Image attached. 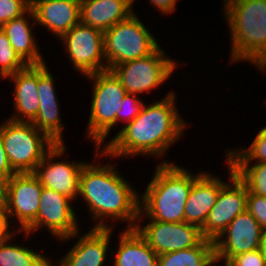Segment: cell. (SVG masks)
Segmentation results:
<instances>
[{"instance_id": "cell-37", "label": "cell", "mask_w": 266, "mask_h": 266, "mask_svg": "<svg viewBox=\"0 0 266 266\" xmlns=\"http://www.w3.org/2000/svg\"><path fill=\"white\" fill-rule=\"evenodd\" d=\"M259 249H260L262 256L266 262V229L263 230Z\"/></svg>"}, {"instance_id": "cell-36", "label": "cell", "mask_w": 266, "mask_h": 266, "mask_svg": "<svg viewBox=\"0 0 266 266\" xmlns=\"http://www.w3.org/2000/svg\"><path fill=\"white\" fill-rule=\"evenodd\" d=\"M7 180L0 178V208H6Z\"/></svg>"}, {"instance_id": "cell-10", "label": "cell", "mask_w": 266, "mask_h": 266, "mask_svg": "<svg viewBox=\"0 0 266 266\" xmlns=\"http://www.w3.org/2000/svg\"><path fill=\"white\" fill-rule=\"evenodd\" d=\"M68 197L46 187L40 195V206L36 220L22 235L26 239L38 232L41 227L48 230L57 241L70 237L80 230L77 214ZM72 205V206H71Z\"/></svg>"}, {"instance_id": "cell-4", "label": "cell", "mask_w": 266, "mask_h": 266, "mask_svg": "<svg viewBox=\"0 0 266 266\" xmlns=\"http://www.w3.org/2000/svg\"><path fill=\"white\" fill-rule=\"evenodd\" d=\"M222 8L232 45L228 63L248 61L266 72V0H223Z\"/></svg>"}, {"instance_id": "cell-16", "label": "cell", "mask_w": 266, "mask_h": 266, "mask_svg": "<svg viewBox=\"0 0 266 266\" xmlns=\"http://www.w3.org/2000/svg\"><path fill=\"white\" fill-rule=\"evenodd\" d=\"M113 230V228L90 227V230L84 234L79 230L70 237L59 240L62 243V241H70L71 238H78L77 243L74 242L67 253L58 260L59 262L56 261L54 265L55 261H52L51 266H104L110 252L108 250H110Z\"/></svg>"}, {"instance_id": "cell-9", "label": "cell", "mask_w": 266, "mask_h": 266, "mask_svg": "<svg viewBox=\"0 0 266 266\" xmlns=\"http://www.w3.org/2000/svg\"><path fill=\"white\" fill-rule=\"evenodd\" d=\"M70 63L82 76L108 70L105 53L103 31L85 25L76 24L60 39Z\"/></svg>"}, {"instance_id": "cell-28", "label": "cell", "mask_w": 266, "mask_h": 266, "mask_svg": "<svg viewBox=\"0 0 266 266\" xmlns=\"http://www.w3.org/2000/svg\"><path fill=\"white\" fill-rule=\"evenodd\" d=\"M26 66L27 64L15 52L6 33L0 27V78L5 79Z\"/></svg>"}, {"instance_id": "cell-11", "label": "cell", "mask_w": 266, "mask_h": 266, "mask_svg": "<svg viewBox=\"0 0 266 266\" xmlns=\"http://www.w3.org/2000/svg\"><path fill=\"white\" fill-rule=\"evenodd\" d=\"M66 148L65 143L55 144L45 154L33 174L43 187L52 189L74 202L78 198L81 169L86 162L67 159L63 161L60 157L67 153ZM57 158L61 160L58 161Z\"/></svg>"}, {"instance_id": "cell-34", "label": "cell", "mask_w": 266, "mask_h": 266, "mask_svg": "<svg viewBox=\"0 0 266 266\" xmlns=\"http://www.w3.org/2000/svg\"><path fill=\"white\" fill-rule=\"evenodd\" d=\"M14 174L15 172L8 162L7 155L3 147L2 135L0 132V178L8 181Z\"/></svg>"}, {"instance_id": "cell-14", "label": "cell", "mask_w": 266, "mask_h": 266, "mask_svg": "<svg viewBox=\"0 0 266 266\" xmlns=\"http://www.w3.org/2000/svg\"><path fill=\"white\" fill-rule=\"evenodd\" d=\"M42 189L33 173H15L7 181L6 209L18 231H25L36 220Z\"/></svg>"}, {"instance_id": "cell-17", "label": "cell", "mask_w": 266, "mask_h": 266, "mask_svg": "<svg viewBox=\"0 0 266 266\" xmlns=\"http://www.w3.org/2000/svg\"><path fill=\"white\" fill-rule=\"evenodd\" d=\"M55 78L47 64L38 65L39 109L32 124L45 133L56 144H63L64 123L61 118V106L56 93Z\"/></svg>"}, {"instance_id": "cell-8", "label": "cell", "mask_w": 266, "mask_h": 266, "mask_svg": "<svg viewBox=\"0 0 266 266\" xmlns=\"http://www.w3.org/2000/svg\"><path fill=\"white\" fill-rule=\"evenodd\" d=\"M159 45L151 54L115 65L111 71L120 80L128 94L150 93L170 80L178 68L175 61Z\"/></svg>"}, {"instance_id": "cell-15", "label": "cell", "mask_w": 266, "mask_h": 266, "mask_svg": "<svg viewBox=\"0 0 266 266\" xmlns=\"http://www.w3.org/2000/svg\"><path fill=\"white\" fill-rule=\"evenodd\" d=\"M263 229L246 209L214 241L215 260L228 263L234 256L260 248Z\"/></svg>"}, {"instance_id": "cell-19", "label": "cell", "mask_w": 266, "mask_h": 266, "mask_svg": "<svg viewBox=\"0 0 266 266\" xmlns=\"http://www.w3.org/2000/svg\"><path fill=\"white\" fill-rule=\"evenodd\" d=\"M227 182L213 173L204 171L193 183L185 204V222L203 227L216 203L221 188Z\"/></svg>"}, {"instance_id": "cell-35", "label": "cell", "mask_w": 266, "mask_h": 266, "mask_svg": "<svg viewBox=\"0 0 266 266\" xmlns=\"http://www.w3.org/2000/svg\"><path fill=\"white\" fill-rule=\"evenodd\" d=\"M136 1V0H134ZM151 5L158 10L159 13L164 16L172 13L176 10V3H178V0H148ZM180 1V0H179Z\"/></svg>"}, {"instance_id": "cell-20", "label": "cell", "mask_w": 266, "mask_h": 266, "mask_svg": "<svg viewBox=\"0 0 266 266\" xmlns=\"http://www.w3.org/2000/svg\"><path fill=\"white\" fill-rule=\"evenodd\" d=\"M14 84L12 89L14 112L8 119L15 122H32L38 113L39 95L38 87V65H27L24 69L17 71L5 79Z\"/></svg>"}, {"instance_id": "cell-22", "label": "cell", "mask_w": 266, "mask_h": 266, "mask_svg": "<svg viewBox=\"0 0 266 266\" xmlns=\"http://www.w3.org/2000/svg\"><path fill=\"white\" fill-rule=\"evenodd\" d=\"M30 21L33 23L32 26ZM35 26H37L35 16L30 8L22 16L12 19L1 27L9 38L15 52L27 65L46 63L33 34Z\"/></svg>"}, {"instance_id": "cell-2", "label": "cell", "mask_w": 266, "mask_h": 266, "mask_svg": "<svg viewBox=\"0 0 266 266\" xmlns=\"http://www.w3.org/2000/svg\"><path fill=\"white\" fill-rule=\"evenodd\" d=\"M92 161L81 169L78 191V198L85 201L95 223L92 228H114L107 222L111 220L115 221L113 225L124 221L125 228H135L140 213V193L114 163Z\"/></svg>"}, {"instance_id": "cell-7", "label": "cell", "mask_w": 266, "mask_h": 266, "mask_svg": "<svg viewBox=\"0 0 266 266\" xmlns=\"http://www.w3.org/2000/svg\"><path fill=\"white\" fill-rule=\"evenodd\" d=\"M136 14L103 32L108 70L115 65L151 54L160 44Z\"/></svg>"}, {"instance_id": "cell-5", "label": "cell", "mask_w": 266, "mask_h": 266, "mask_svg": "<svg viewBox=\"0 0 266 266\" xmlns=\"http://www.w3.org/2000/svg\"><path fill=\"white\" fill-rule=\"evenodd\" d=\"M92 82V100L86 137L94 147L102 149L111 130L120 122V107L127 94L120 80L111 70L84 76Z\"/></svg>"}, {"instance_id": "cell-29", "label": "cell", "mask_w": 266, "mask_h": 266, "mask_svg": "<svg viewBox=\"0 0 266 266\" xmlns=\"http://www.w3.org/2000/svg\"><path fill=\"white\" fill-rule=\"evenodd\" d=\"M31 5L26 0H0V27L25 14Z\"/></svg>"}, {"instance_id": "cell-38", "label": "cell", "mask_w": 266, "mask_h": 266, "mask_svg": "<svg viewBox=\"0 0 266 266\" xmlns=\"http://www.w3.org/2000/svg\"><path fill=\"white\" fill-rule=\"evenodd\" d=\"M30 5H31V3H32V0H26Z\"/></svg>"}, {"instance_id": "cell-18", "label": "cell", "mask_w": 266, "mask_h": 266, "mask_svg": "<svg viewBox=\"0 0 266 266\" xmlns=\"http://www.w3.org/2000/svg\"><path fill=\"white\" fill-rule=\"evenodd\" d=\"M37 27L43 26L57 39L80 22V0H32Z\"/></svg>"}, {"instance_id": "cell-13", "label": "cell", "mask_w": 266, "mask_h": 266, "mask_svg": "<svg viewBox=\"0 0 266 266\" xmlns=\"http://www.w3.org/2000/svg\"><path fill=\"white\" fill-rule=\"evenodd\" d=\"M147 221L149 222L145 225L142 221H137L135 229L158 255L192 248L204 239L198 226L185 221L176 223Z\"/></svg>"}, {"instance_id": "cell-32", "label": "cell", "mask_w": 266, "mask_h": 266, "mask_svg": "<svg viewBox=\"0 0 266 266\" xmlns=\"http://www.w3.org/2000/svg\"><path fill=\"white\" fill-rule=\"evenodd\" d=\"M228 264L230 266H266L260 249L238 254Z\"/></svg>"}, {"instance_id": "cell-27", "label": "cell", "mask_w": 266, "mask_h": 266, "mask_svg": "<svg viewBox=\"0 0 266 266\" xmlns=\"http://www.w3.org/2000/svg\"><path fill=\"white\" fill-rule=\"evenodd\" d=\"M253 194L266 197V163H229Z\"/></svg>"}, {"instance_id": "cell-31", "label": "cell", "mask_w": 266, "mask_h": 266, "mask_svg": "<svg viewBox=\"0 0 266 266\" xmlns=\"http://www.w3.org/2000/svg\"><path fill=\"white\" fill-rule=\"evenodd\" d=\"M247 210L257 220L262 229H266V197L248 191Z\"/></svg>"}, {"instance_id": "cell-3", "label": "cell", "mask_w": 266, "mask_h": 266, "mask_svg": "<svg viewBox=\"0 0 266 266\" xmlns=\"http://www.w3.org/2000/svg\"><path fill=\"white\" fill-rule=\"evenodd\" d=\"M169 162H158L154 175L140 195V213L137 221L157 220L176 223L185 221V204L192 183L204 172L191 170ZM146 218V219H145Z\"/></svg>"}, {"instance_id": "cell-30", "label": "cell", "mask_w": 266, "mask_h": 266, "mask_svg": "<svg viewBox=\"0 0 266 266\" xmlns=\"http://www.w3.org/2000/svg\"><path fill=\"white\" fill-rule=\"evenodd\" d=\"M144 104V100L142 101L136 94L127 93L124 96L120 107V122L125 123L123 127L138 116Z\"/></svg>"}, {"instance_id": "cell-26", "label": "cell", "mask_w": 266, "mask_h": 266, "mask_svg": "<svg viewBox=\"0 0 266 266\" xmlns=\"http://www.w3.org/2000/svg\"><path fill=\"white\" fill-rule=\"evenodd\" d=\"M225 163H266V126L261 128L248 148L225 151Z\"/></svg>"}, {"instance_id": "cell-23", "label": "cell", "mask_w": 266, "mask_h": 266, "mask_svg": "<svg viewBox=\"0 0 266 266\" xmlns=\"http://www.w3.org/2000/svg\"><path fill=\"white\" fill-rule=\"evenodd\" d=\"M118 239L117 249L110 250L113 266H158V254L135 228H125Z\"/></svg>"}, {"instance_id": "cell-6", "label": "cell", "mask_w": 266, "mask_h": 266, "mask_svg": "<svg viewBox=\"0 0 266 266\" xmlns=\"http://www.w3.org/2000/svg\"><path fill=\"white\" fill-rule=\"evenodd\" d=\"M4 120L0 123V132L10 166L15 173H33L56 143L32 122Z\"/></svg>"}, {"instance_id": "cell-39", "label": "cell", "mask_w": 266, "mask_h": 266, "mask_svg": "<svg viewBox=\"0 0 266 266\" xmlns=\"http://www.w3.org/2000/svg\"><path fill=\"white\" fill-rule=\"evenodd\" d=\"M222 266H230L228 263H224Z\"/></svg>"}, {"instance_id": "cell-12", "label": "cell", "mask_w": 266, "mask_h": 266, "mask_svg": "<svg viewBox=\"0 0 266 266\" xmlns=\"http://www.w3.org/2000/svg\"><path fill=\"white\" fill-rule=\"evenodd\" d=\"M229 180L220 190L215 205L201 228L205 239L215 241L231 221L247 209L248 190L227 162Z\"/></svg>"}, {"instance_id": "cell-1", "label": "cell", "mask_w": 266, "mask_h": 266, "mask_svg": "<svg viewBox=\"0 0 266 266\" xmlns=\"http://www.w3.org/2000/svg\"><path fill=\"white\" fill-rule=\"evenodd\" d=\"M175 92L151 104H144L138 116L100 149L96 147L94 159L109 157L113 160L141 155L163 158L184 130L190 125L181 116L176 104ZM178 109V110H177ZM182 117V118H181Z\"/></svg>"}, {"instance_id": "cell-24", "label": "cell", "mask_w": 266, "mask_h": 266, "mask_svg": "<svg viewBox=\"0 0 266 266\" xmlns=\"http://www.w3.org/2000/svg\"><path fill=\"white\" fill-rule=\"evenodd\" d=\"M214 241L203 239L197 246L158 255V266H217Z\"/></svg>"}, {"instance_id": "cell-25", "label": "cell", "mask_w": 266, "mask_h": 266, "mask_svg": "<svg viewBox=\"0 0 266 266\" xmlns=\"http://www.w3.org/2000/svg\"><path fill=\"white\" fill-rule=\"evenodd\" d=\"M13 237L0 241V266H51L50 256L32 247L14 244ZM48 257V258H47Z\"/></svg>"}, {"instance_id": "cell-33", "label": "cell", "mask_w": 266, "mask_h": 266, "mask_svg": "<svg viewBox=\"0 0 266 266\" xmlns=\"http://www.w3.org/2000/svg\"><path fill=\"white\" fill-rule=\"evenodd\" d=\"M10 221L7 209L0 208V241L16 237L22 233V231L17 230V227H11L12 222Z\"/></svg>"}, {"instance_id": "cell-21", "label": "cell", "mask_w": 266, "mask_h": 266, "mask_svg": "<svg viewBox=\"0 0 266 266\" xmlns=\"http://www.w3.org/2000/svg\"><path fill=\"white\" fill-rule=\"evenodd\" d=\"M134 0H80V22L106 31L134 13Z\"/></svg>"}]
</instances>
